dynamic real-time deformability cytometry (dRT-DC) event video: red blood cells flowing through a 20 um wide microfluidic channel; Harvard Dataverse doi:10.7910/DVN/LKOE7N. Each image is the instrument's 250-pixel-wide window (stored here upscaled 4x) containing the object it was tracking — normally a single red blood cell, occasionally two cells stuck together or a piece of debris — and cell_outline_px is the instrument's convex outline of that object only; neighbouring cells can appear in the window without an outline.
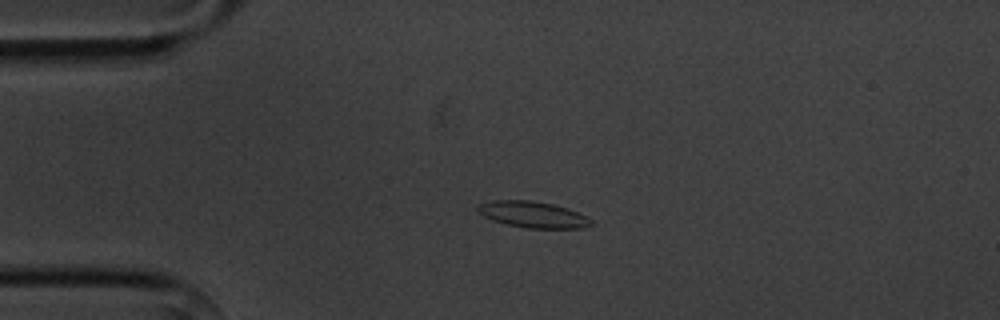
{"species": "common noctule bat (a hibernating species)", "species_latin": "Nyctalus noctula", "temperature_condition": "cold", "stored_images_in_passage": 4, "camera_frame_rate_fps": 3000, "um_per_image_px": 0.085, "animal": {"sex": "male", "body_mass_g": 20.1, "forearm_length_mm": 53.5}, "frame": {"image": 1, "passage_image": 3, "time_ms": 2.667, "image_size_px": [1000, 320], "cell_outline_px": [[592, 224], [580, 228], [528, 228], [508, 224], [492, 220], [484, 216], [476, 208], [480, 204], [496, 200], [528, 200], [552, 204], [588, 216], [592, 220]], "centroid_in_image_um": [45.3, 18.24], "position_along_channel_um": 39.7, "area_um2": 16.94}}